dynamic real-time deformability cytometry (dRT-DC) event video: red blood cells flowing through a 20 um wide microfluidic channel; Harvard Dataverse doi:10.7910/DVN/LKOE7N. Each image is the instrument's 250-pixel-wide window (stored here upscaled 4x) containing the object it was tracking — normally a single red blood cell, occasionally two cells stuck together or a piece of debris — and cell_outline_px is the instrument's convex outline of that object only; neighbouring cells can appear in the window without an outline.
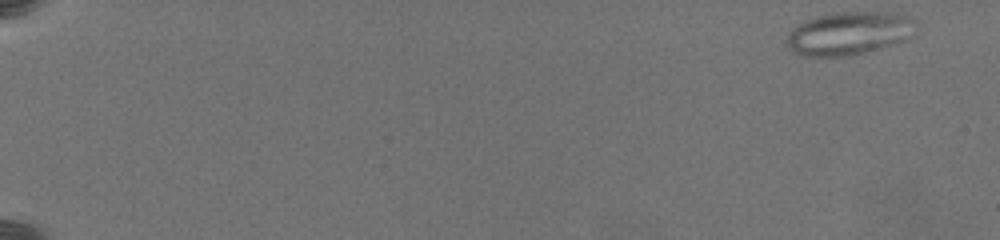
{"species": "common noctule bat (a hibernating species)", "species_latin": "Nyctalus noctula", "temperature_condition": "warm", "stored_images_in_passage": 6, "camera_frame_rate_fps": 3000, "um_per_image_px": 0.085, "animal": {"sex": "female", "body_mass_g": 19.5, "forearm_length_mm": 54.1}, "frame": {"image": 1, "passage_image": 1, "time_ms": 0.0, "image_size_px": [1000, 240], "cell_outline_px": [[916, 28], [900, 40], [888, 44], [860, 52], [840, 56], [800, 56], [792, 52], [788, 48], [788, 32], [792, 28], [808, 20], [824, 16], [856, 12], [884, 12], [904, 16], [916, 20]], "centroid_in_image_um": [72.08, 2.84], "position_along_channel_um": 12.9, "area_um2": 30.87}}